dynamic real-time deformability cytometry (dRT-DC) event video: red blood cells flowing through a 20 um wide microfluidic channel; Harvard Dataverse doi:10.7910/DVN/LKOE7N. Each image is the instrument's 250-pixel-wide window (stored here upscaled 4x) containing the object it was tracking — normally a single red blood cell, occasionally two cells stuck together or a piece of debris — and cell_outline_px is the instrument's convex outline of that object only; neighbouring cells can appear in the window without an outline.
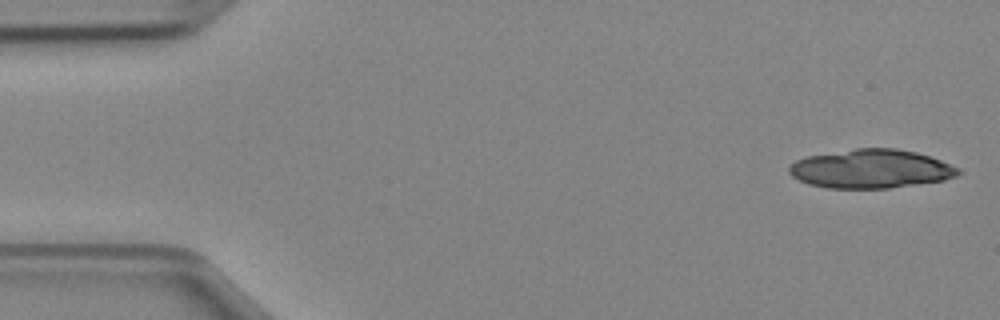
{"species": "Egyptian fruit bat (a non-hibernating species)", "species_latin": "Rousettus aegyptiacus", "temperature_condition": "cold", "stored_images_in_passage": 17, "camera_frame_rate_fps": 3000, "um_per_image_px": 0.085, "animal": {"sex": "female"}, "frame": {"image": 1, "passage_image": 1, "time_ms": 0.0, "image_size_px": [1000, 320], "cell_outline_px": [[964, 172], [956, 176], [944, 180], [888, 188], [824, 188], [808, 184], [792, 176], [788, 172], [788, 168], [796, 160], [808, 156], [856, 148], [896, 148], [916, 152], [940, 160], [960, 168]], "centroid_in_image_um": [74.04, 14.35], "position_along_channel_um": 11.0, "area_um2": 38.21}}
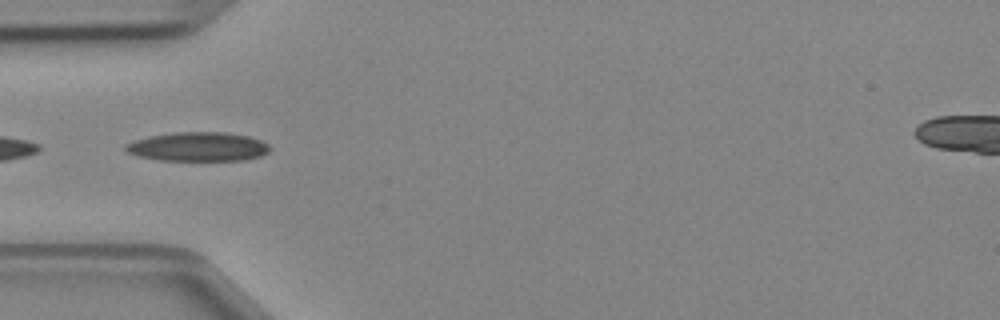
{"frame": {"image": 2, "passage_image": 14, "time_ms": 4.333, "image_size_px": [1000, 320], "cell_outline_px": [[272, 148], [268, 152], [260, 156], [244, 160], [160, 160], [136, 156], [128, 152], [124, 148], [124, 144], [132, 140], [148, 136], [176, 132], [224, 132], [248, 136], [260, 140], [268, 144]], "centroid_in_image_um": [16.8, 12.46], "position_along_channel_um": 68.2, "area_um2": 24.57}}